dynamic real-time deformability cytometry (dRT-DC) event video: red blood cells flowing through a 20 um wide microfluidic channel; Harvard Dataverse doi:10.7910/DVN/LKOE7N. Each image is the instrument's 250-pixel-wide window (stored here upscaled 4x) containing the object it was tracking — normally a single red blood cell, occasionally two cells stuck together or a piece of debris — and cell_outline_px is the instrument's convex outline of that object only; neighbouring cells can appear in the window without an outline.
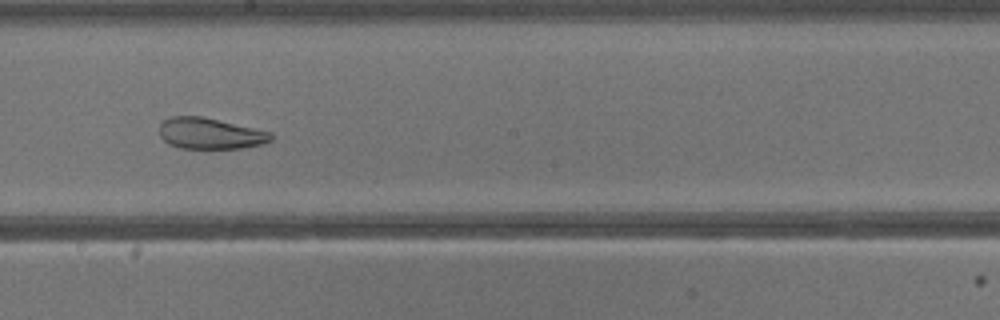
{"species": "common noctule bat (a hibernating species)", "species_latin": "Nyctalus noctula", "temperature_condition": "warm", "stored_images_in_passage": 40, "camera_frame_rate_fps": 3000, "um_per_image_px": 0.085, "animal": {"sex": "male", "body_mass_g": 13.3}, "frame": {"image": 1, "passage_image": 23, "time_ms": 7.333, "image_size_px": [1000, 320], "cell_outline_px": [[276, 136], [272, 140], [264, 144], [244, 148], [180, 148], [168, 144], [160, 136], [160, 124], [164, 120], [172, 116], [204, 116], [272, 132]], "centroid_in_image_um": [17.91, 11.34], "position_along_channel_um": 230.3, "area_um2": 20.52}}
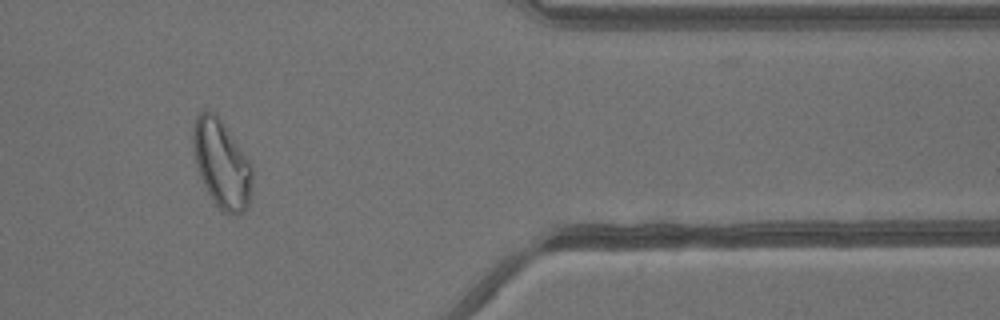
{"frame": {"image": 2, "passage_image": 34, "time_ms": 11.0, "image_size_px": [1000, 320], "cell_outline_px": [[252, 188], [248, 208], [244, 212], [236, 216], [224, 212], [212, 200], [200, 176], [196, 164], [192, 144], [192, 132], [196, 116], [204, 108], [208, 108], [220, 116], [248, 160], [252, 168]], "centroid_in_image_um": [18.83, 13.9], "position_along_channel_um": 392.6, "area_um2": 30.69}}